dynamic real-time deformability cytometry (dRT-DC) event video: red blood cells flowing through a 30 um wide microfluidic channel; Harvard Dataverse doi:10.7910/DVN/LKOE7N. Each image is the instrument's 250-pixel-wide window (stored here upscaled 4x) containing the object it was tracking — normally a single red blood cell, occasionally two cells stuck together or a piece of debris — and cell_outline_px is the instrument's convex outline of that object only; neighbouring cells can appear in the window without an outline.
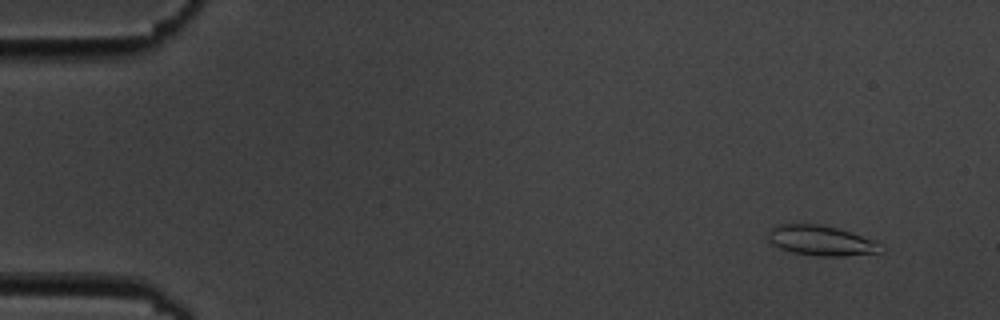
{"species": "common noctule bat (a hibernating species)", "species_latin": "Nyctalus noctula", "temperature_condition": "cold", "stored_images_in_passage": 5, "camera_frame_rate_fps": 3000, "um_per_image_px": 0.085, "animal": {"sex": "male", "body_mass_g": 19.5, "forearm_length_mm": 54.6}, "frame": {"image": 1, "passage_image": 2, "time_ms": 1.0, "image_size_px": [1000, 320], "cell_outline_px": [[884, 252], [844, 256], [816, 256], [792, 252], [780, 248], [772, 244], [768, 240], [768, 232], [776, 224], [820, 224], [852, 232], [872, 240], [884, 248]], "centroid_in_image_um": [69.78, 20.45], "position_along_channel_um": 15.2, "area_um2": 19.77}}